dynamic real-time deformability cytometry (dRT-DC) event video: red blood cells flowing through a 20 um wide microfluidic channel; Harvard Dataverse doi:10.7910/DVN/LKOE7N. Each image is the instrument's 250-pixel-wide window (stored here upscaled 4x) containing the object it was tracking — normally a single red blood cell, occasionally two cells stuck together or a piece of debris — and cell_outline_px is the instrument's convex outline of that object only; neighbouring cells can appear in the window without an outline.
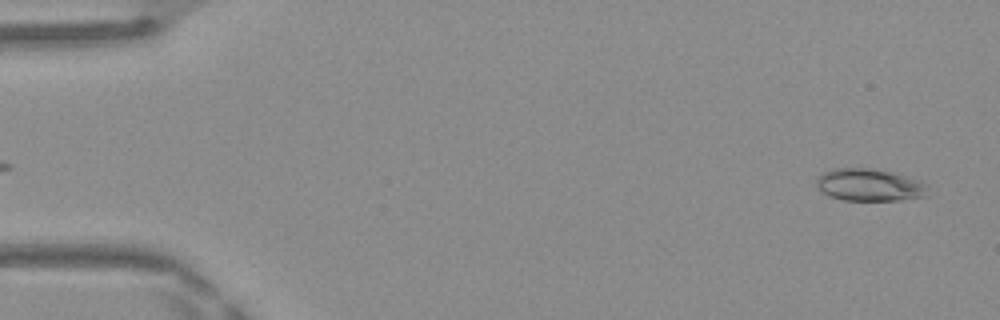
{"species": "Egyptian fruit bat (a non-hibernating species)", "species_latin": "Rousettus aegyptiacus", "temperature_condition": "warm", "stored_images_in_passage": 48, "camera_frame_rate_fps": 3000, "um_per_image_px": 0.085, "frame": {"image": 1, "passage_image": 2, "time_ms": 0.333, "image_size_px": [1000, 320], "cell_outline_px": [[928, 196], [900, 200], [844, 200], [832, 196], [824, 192], [816, 184], [816, 180], [824, 172], [832, 168], [872, 168], [892, 172], [928, 184]], "centroid_in_image_um": [73.94, 15.72], "position_along_channel_um": 11.1, "area_um2": 20.81}}
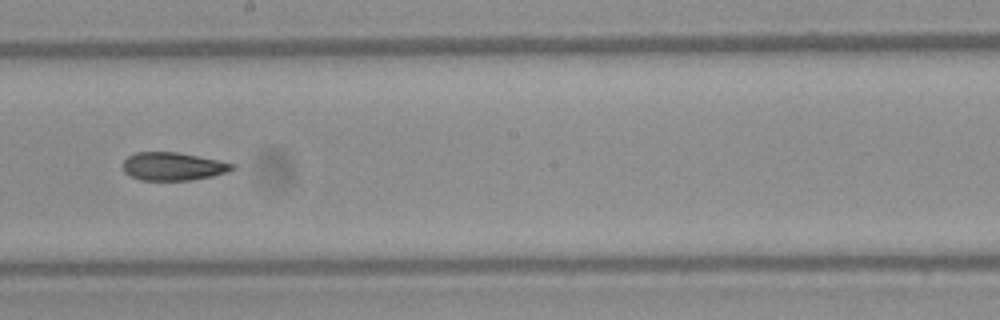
{"frame": {"image": 2, "passage_image": 27, "time_ms": 8.667, "image_size_px": [1000, 320], "cell_outline_px": [[236, 168], [228, 172], [212, 176], [192, 180], [140, 180], [124, 172], [124, 160], [128, 156], [136, 152], [176, 152], [236, 164]], "centroid_in_image_um": [14.72, 14.15], "position_along_channel_um": 233.5, "area_um2": 17.74}}
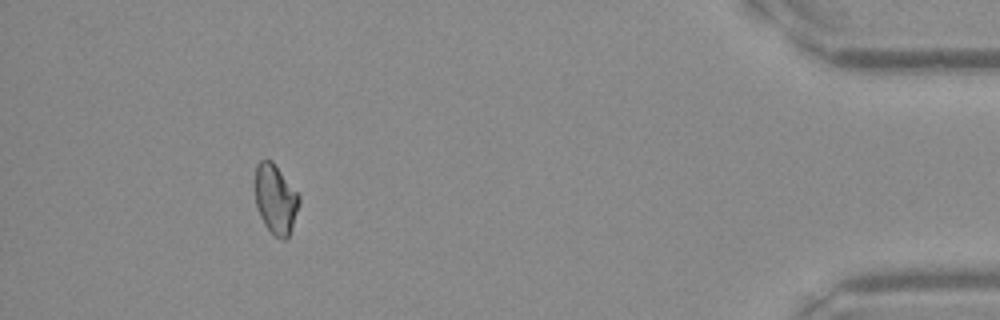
{"frame": {"image": 3, "passage_image": 44, "time_ms": 14.333, "image_size_px": [1000, 320], "cell_outline_px": [[300, 204], [288, 236], [284, 240], [280, 240], [264, 224], [260, 216], [256, 204], [256, 164], [260, 160], [272, 160], [300, 196]], "centroid_in_image_um": [23.43, 16.92], "position_along_channel_um": 411.8, "area_um2": 17.57}, "authors_computed_cell_mechanics": {"area_um2": 18.785, "velocity_mm_per_s": 4.196, "shape_relaxation_time_tau1_ms": null, "shape_relaxation_time_tau2_ms": 3.4451, "deformation_change_tau1": null, "deformation_change_tau2": 0.074}}